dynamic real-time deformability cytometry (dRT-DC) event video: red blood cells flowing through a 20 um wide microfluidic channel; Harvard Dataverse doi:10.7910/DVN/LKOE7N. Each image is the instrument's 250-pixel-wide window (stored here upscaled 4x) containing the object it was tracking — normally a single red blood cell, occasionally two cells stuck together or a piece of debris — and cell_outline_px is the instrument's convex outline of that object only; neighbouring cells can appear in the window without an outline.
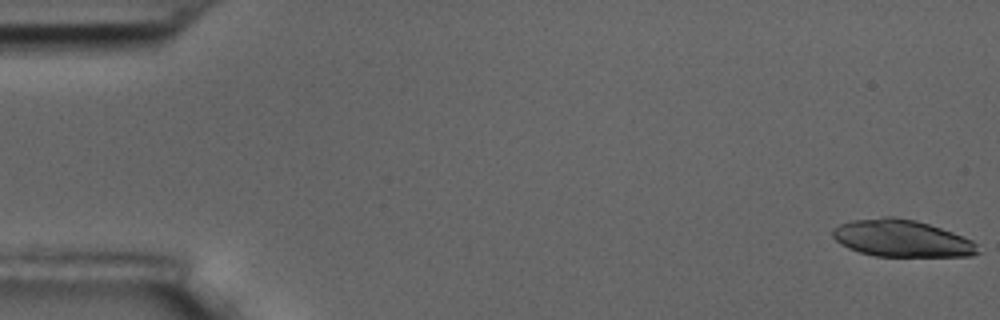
{"species": "common noctule bat (a hibernating species)", "species_latin": "Nyctalus noctula", "temperature_condition": "room temperature", "stored_images_in_passage": 56, "camera_frame_rate_fps": 3000, "um_per_image_px": 0.085, "animal": {"sex": "male", "body_mass_g": 17.5, "forearm_length_mm": 52.3}, "frame": {"image": 1, "passage_image": 1, "time_ms": 0.0, "image_size_px": [1000, 320], "cell_outline_px": [[980, 252], [972, 256], [876, 256], [860, 252], [848, 248], [840, 244], [832, 236], [832, 228], [840, 224], [852, 220], [884, 216], [892, 216], [916, 220], [952, 232], [972, 240], [976, 244]], "centroid_in_image_um": [76.62, 20.26], "position_along_channel_um": 8.4, "area_um2": 31.33}}
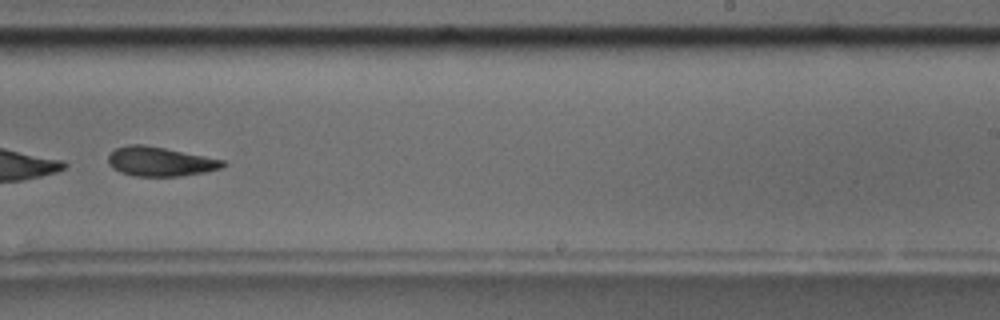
{"frame": {"image": 2, "passage_image": 36, "time_ms": 11.667, "image_size_px": [1000, 320], "cell_outline_px": [[228, 164], [220, 168], [204, 172], [180, 176], [136, 176], [120, 172], [112, 168], [108, 164], [108, 156], [116, 148], [128, 144], [144, 144], [224, 160]], "centroid_in_image_um": [13.58, 13.73], "position_along_channel_um": 275.4, "area_um2": 19.48}}